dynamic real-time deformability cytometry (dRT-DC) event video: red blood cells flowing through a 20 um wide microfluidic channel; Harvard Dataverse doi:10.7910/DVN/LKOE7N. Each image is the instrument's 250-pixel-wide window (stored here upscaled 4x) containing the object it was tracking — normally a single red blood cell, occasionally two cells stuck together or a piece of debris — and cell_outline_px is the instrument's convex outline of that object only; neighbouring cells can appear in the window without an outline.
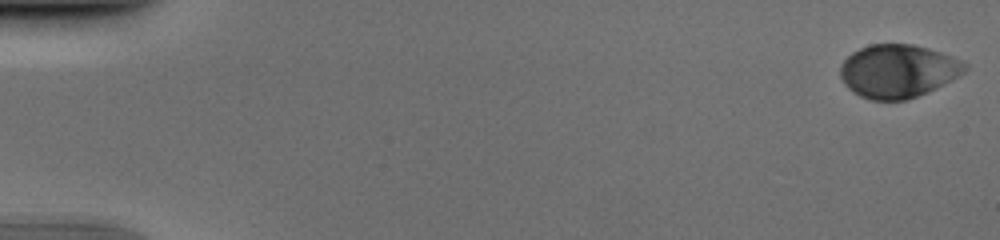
{"species": "human", "species_latin": "Homo sapiens", "temperature_condition": "cold", "stored_images_in_passage": 53, "camera_frame_rate_fps": 3000, "um_per_image_px": 0.085, "donor": {"sex": "male"}, "frame": {"image": 1, "passage_image": 1, "time_ms": 0.0, "image_size_px": [1000, 240], "cell_outline_px": [[968, 68], [964, 72], [936, 88], [928, 92], [908, 100], [872, 100], [860, 96], [852, 92], [844, 84], [840, 76], [840, 64], [852, 52], [860, 48], [872, 44], [912, 44], [928, 48], [952, 56], [968, 64]], "centroid_in_image_um": [76.31, 6.04], "position_along_channel_um": 8.7, "area_um2": 38.73}}
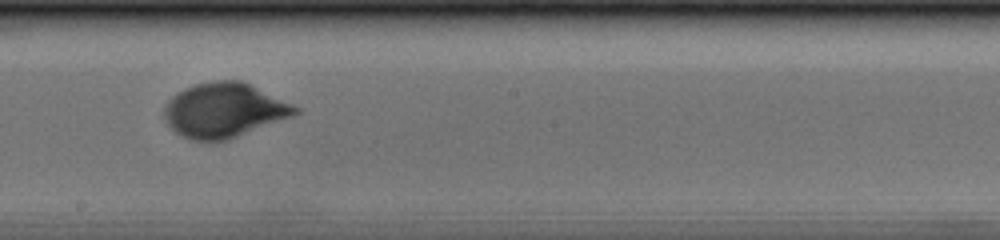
{"frame": {"image": 2, "passage_image": 31, "time_ms": 10.0, "image_size_px": [1000, 240], "cell_outline_px": [[300, 112], [292, 116], [228, 140], [192, 140], [180, 136], [164, 120], [164, 108], [168, 100], [176, 92], [184, 88], [196, 84], [212, 80], [244, 80], [300, 108]], "centroid_in_image_um": [19.04, 9.35], "position_along_channel_um": 229.2, "area_um2": 41.73}}
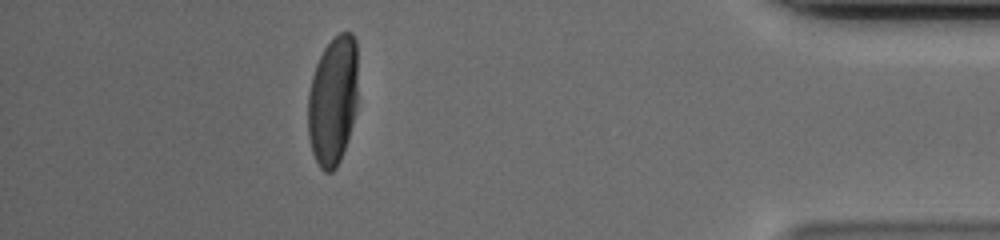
{"frame": {"image": 3, "passage_image": 48, "time_ms": 15.667, "image_size_px": [1000, 240], "cell_outline_px": [[356, 108], [352, 124], [340, 160], [336, 168], [332, 172], [324, 172], [320, 168], [312, 152], [308, 136], [308, 92], [312, 76], [316, 64], [324, 48], [340, 32], [352, 32], [356, 40]], "centroid_in_image_um": [28.27, 8.56], "position_along_channel_um": 406.9, "area_um2": 37.45}}